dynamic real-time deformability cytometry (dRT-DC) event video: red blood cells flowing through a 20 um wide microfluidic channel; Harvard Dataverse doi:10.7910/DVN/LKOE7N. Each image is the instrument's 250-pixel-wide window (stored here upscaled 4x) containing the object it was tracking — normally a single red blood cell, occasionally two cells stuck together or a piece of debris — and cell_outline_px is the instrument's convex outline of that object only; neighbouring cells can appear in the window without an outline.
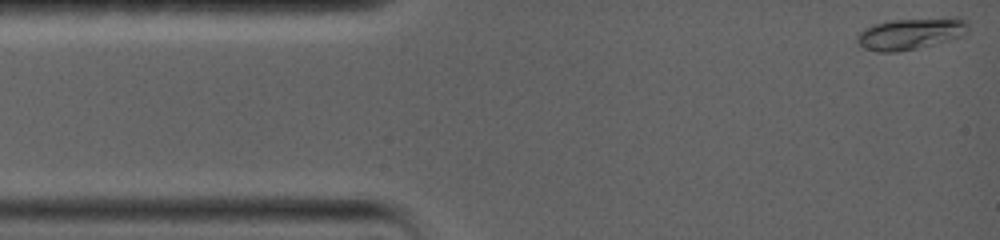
{"species": "common noctule bat (a hibernating species)", "species_latin": "Nyctalus noctula", "temperature_condition": "warm", "stored_images_in_passage": 72, "camera_frame_rate_fps": 5000, "um_per_image_px": 0.085, "animal": {"sex": "female", "body_mass_g": 19.0, "forearm_length_mm": 56.7}, "frame": {"image": 1, "passage_image": 1, "time_ms": 0.0, "image_size_px": [1000, 240], "cell_outline_px": [[968, 32], [964, 36], [916, 48], [896, 52], [876, 52], [864, 48], [856, 40], [856, 36], [864, 28], [876, 24], [892, 20], [944, 16], [960, 16], [968, 20]], "centroid_in_image_um": [77.49, 2.82], "position_along_channel_um": 7.5, "area_um2": 20.87}}
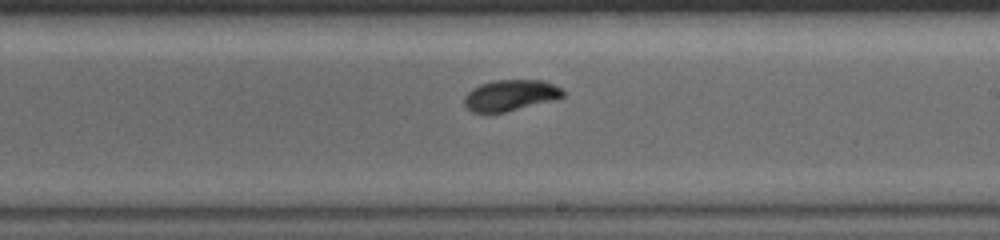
{"frame": {"image": 2, "passage_image": 43, "time_ms": 8.6, "image_size_px": [1000, 240], "cell_outline_px": [[564, 96], [552, 100], [504, 112], [472, 112], [464, 104], [464, 96], [472, 88], [480, 84], [492, 80], [544, 80], [560, 88], [564, 92]], "centroid_in_image_um": [43.35, 8.08], "position_along_channel_um": 245.7, "area_um2": 17.63}}
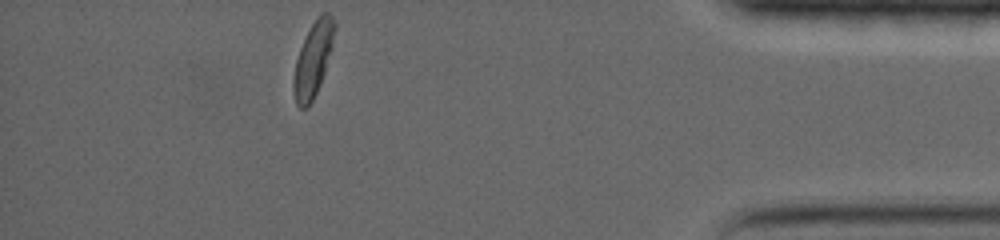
{"frame": {"image": 3, "passage_image": 72, "time_ms": 14.4, "image_size_px": [1000, 240], "cell_outline_px": [[336, 24], [332, 48], [320, 84], [312, 100], [304, 108], [300, 108], [296, 104], [292, 88], [292, 80], [296, 60], [300, 48], [316, 16], [320, 12], [328, 12], [332, 16]], "centroid_in_image_um": [26.61, 5.01], "position_along_channel_um": 408.6, "area_um2": 17.69}, "authors_computed_cell_mechanics": {"area_um2": 18.0914, "velocity_mm_per_s": 3.6403, "shape_relaxation_time_tau1_ms": 5.558, "shape_relaxation_time_tau2_ms": null, "deformation_change_tau1": 0.1795, "deformation_change_tau2": null}}